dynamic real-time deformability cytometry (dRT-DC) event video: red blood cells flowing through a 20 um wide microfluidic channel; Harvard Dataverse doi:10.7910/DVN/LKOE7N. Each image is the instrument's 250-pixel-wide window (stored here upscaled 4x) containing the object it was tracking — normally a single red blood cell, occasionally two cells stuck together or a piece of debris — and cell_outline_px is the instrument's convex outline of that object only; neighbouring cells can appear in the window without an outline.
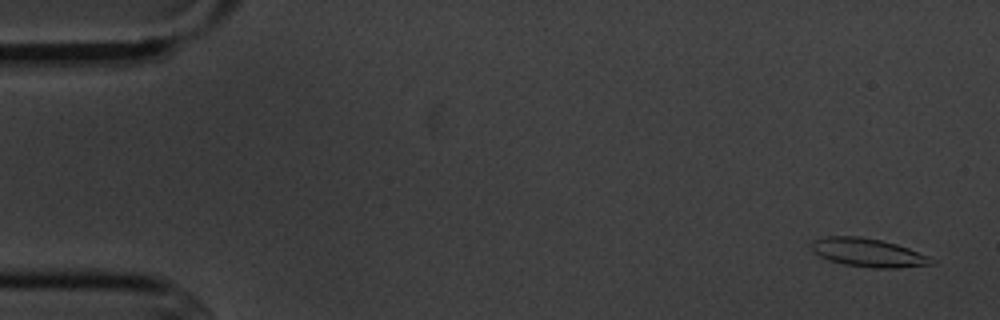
{"species": "common noctule bat (a hibernating species)", "species_latin": "Nyctalus noctula", "temperature_condition": "cold", "stored_images_in_passage": 4, "camera_frame_rate_fps": 3000, "um_per_image_px": 0.085, "animal": {"sex": "male", "body_mass_g": 20.1, "forearm_length_mm": 53.5}, "frame": {"image": 1, "passage_image": 1, "time_ms": 0.0, "image_size_px": [1000, 320], "cell_outline_px": [[936, 264], [896, 268], [872, 268], [844, 264], [828, 260], [820, 256], [812, 248], [812, 240], [828, 236], [860, 236], [880, 240], [896, 244], [908, 248], [928, 256], [936, 260]], "centroid_in_image_um": [73.82, 21.48], "position_along_channel_um": 11.2, "area_um2": 19.83}}
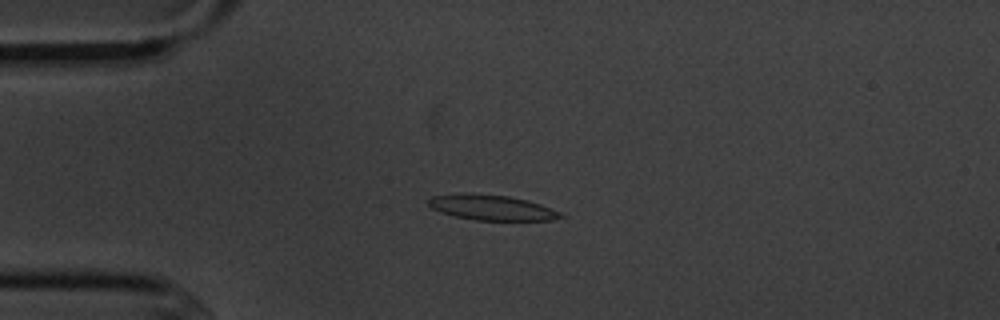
{"frame": {"image": 2, "passage_image": 4, "time_ms": 3.667, "image_size_px": [1000, 320], "cell_outline_px": [[564, 216], [552, 220], [476, 220], [456, 216], [440, 212], [432, 208], [428, 204], [428, 200], [432, 196], [508, 196], [528, 200], [540, 204], [560, 212]], "centroid_in_image_um": [41.88, 17.69], "position_along_channel_um": 43.1, "area_um2": 18.32}}